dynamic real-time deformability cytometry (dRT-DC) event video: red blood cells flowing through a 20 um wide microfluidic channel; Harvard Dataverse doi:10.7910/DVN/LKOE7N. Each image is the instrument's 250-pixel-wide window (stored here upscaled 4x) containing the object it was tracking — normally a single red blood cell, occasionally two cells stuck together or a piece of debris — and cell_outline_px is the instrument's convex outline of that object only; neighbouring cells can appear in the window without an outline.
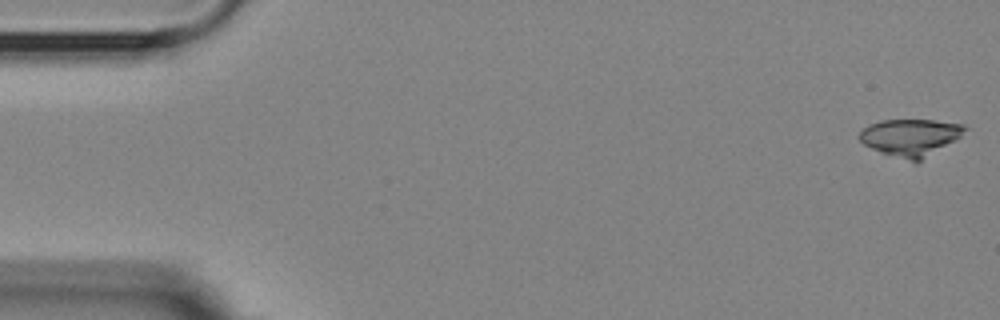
{"species": "Egyptian fruit bat (a non-hibernating species)", "species_latin": "Rousettus aegyptiacus", "temperature_condition": "room temperature", "stored_images_in_passage": 6, "camera_frame_rate_fps": 3000, "um_per_image_px": 0.085, "animal": {"sex": "female"}, "frame": {"image": 1, "passage_image": 1, "time_ms": 0.0, "image_size_px": [1000, 320], "cell_outline_px": [[968, 128], [956, 140], [916, 164], [880, 152], [864, 144], [856, 136], [868, 124], [880, 120], [932, 120], [964, 124]], "centroid_in_image_um": [77.39, 11.69], "position_along_channel_um": 7.6, "area_um2": 23.06}}